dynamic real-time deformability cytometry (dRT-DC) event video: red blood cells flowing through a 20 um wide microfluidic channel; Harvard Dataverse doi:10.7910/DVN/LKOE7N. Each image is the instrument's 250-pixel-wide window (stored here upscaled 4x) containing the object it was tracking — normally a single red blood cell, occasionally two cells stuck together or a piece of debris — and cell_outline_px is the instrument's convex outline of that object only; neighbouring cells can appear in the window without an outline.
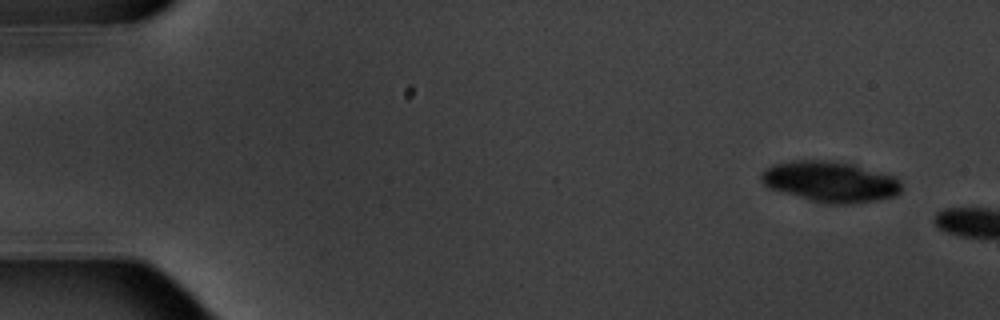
{"species": "common noctule bat (a hibernating species)", "species_latin": "Nyctalus noctula", "temperature_condition": "warm", "stored_images_in_passage": 3, "camera_frame_rate_fps": 3000, "um_per_image_px": 0.085, "animal": {"sex": "male", "body_mass_g": 20.1, "forearm_length_mm": 53.5}, "frame": {"image": 1, "passage_image": 1, "time_ms": 0.0, "image_size_px": [1000, 320], "cell_outline_px": [[900, 192], [896, 196], [876, 200], [852, 204], [828, 204], [812, 200], [768, 188], [760, 180], [760, 172], [772, 164], [792, 160], [824, 160], [852, 164], [896, 176], [900, 180]], "centroid_in_image_um": [70.56, 15.44], "position_along_channel_um": 14.4, "area_um2": 33.35}}